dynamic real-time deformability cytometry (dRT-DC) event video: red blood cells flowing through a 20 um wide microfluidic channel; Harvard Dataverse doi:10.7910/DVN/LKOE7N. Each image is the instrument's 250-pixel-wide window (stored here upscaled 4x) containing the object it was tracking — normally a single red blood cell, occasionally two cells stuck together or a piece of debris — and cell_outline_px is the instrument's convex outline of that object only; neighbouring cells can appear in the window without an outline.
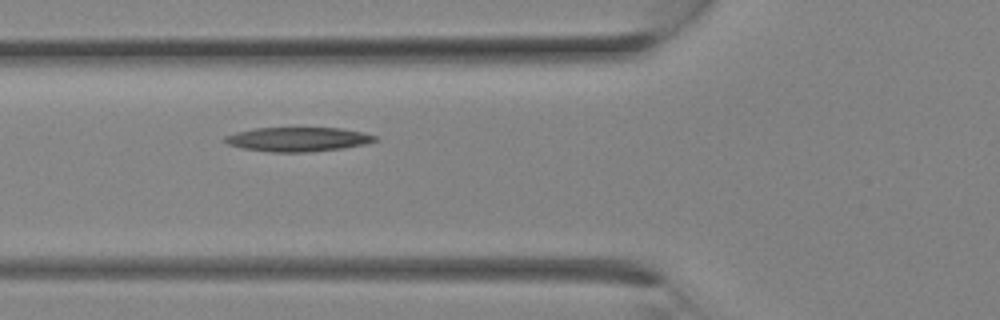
{"species": "Egyptian fruit bat (a non-hibernating species)", "species_latin": "Rousettus aegyptiacus", "temperature_condition": "room temperature", "stored_images_in_passage": 7, "camera_frame_rate_fps": 3000, "um_per_image_px": 0.085, "animal": {"sex": "female"}, "frame": {"image": 1, "passage_image": 2, "time_ms": 0.333, "image_size_px": [1000, 320], "cell_outline_px": [[380, 140], [364, 144], [344, 148], [308, 152], [268, 152], [240, 148], [228, 144], [224, 140], [224, 136], [236, 132], [256, 128], [340, 128], [364, 132], [376, 136]], "centroid_in_image_um": [25.33, 11.84], "position_along_channel_um": 100.5, "area_um2": 21.33}}
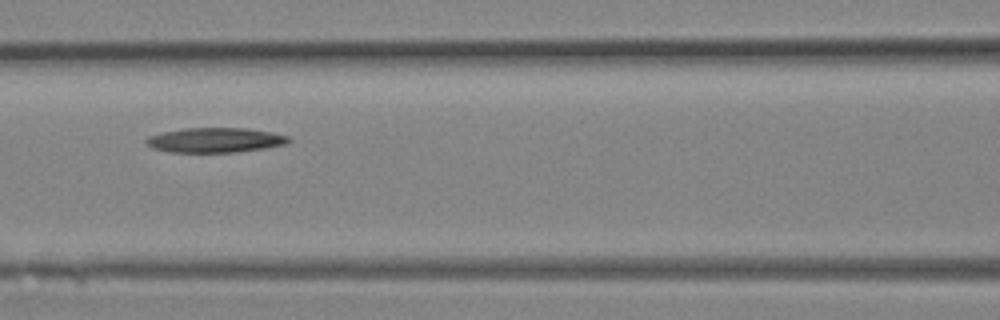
{"frame": {"image": 2, "passage_image": 4, "time_ms": 1.0, "image_size_px": [1000, 320], "cell_outline_px": [[292, 140], [288, 144], [264, 148], [236, 152], [168, 152], [152, 148], [144, 140], [148, 136], [164, 132], [184, 128], [248, 128], [272, 132], [288, 136]], "centroid_in_image_um": [18.31, 11.91], "position_along_channel_um": 148.3, "area_um2": 20.63}}
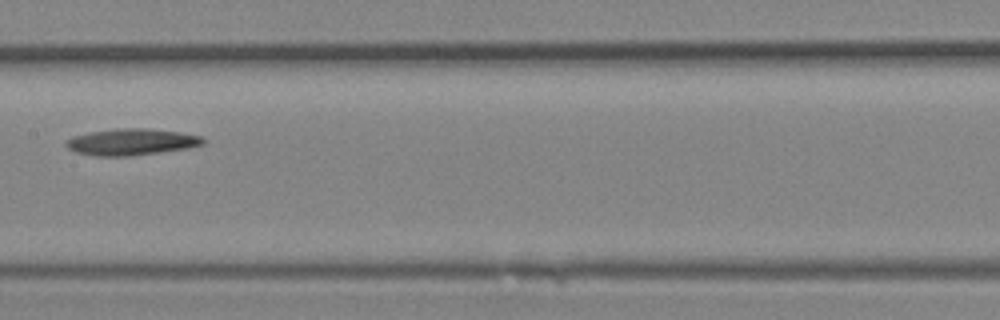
{"frame": {"image": 3, "passage_image": 6, "time_ms": 1.667, "image_size_px": [1000, 320], "cell_outline_px": [[204, 144], [188, 148], [132, 156], [92, 156], [76, 152], [68, 148], [64, 144], [72, 136], [88, 132], [120, 128], [144, 128], [180, 132], [200, 136], [204, 140]], "centroid_in_image_um": [11.14, 12.07], "position_along_channel_um": 196.3, "area_um2": 21.15}}